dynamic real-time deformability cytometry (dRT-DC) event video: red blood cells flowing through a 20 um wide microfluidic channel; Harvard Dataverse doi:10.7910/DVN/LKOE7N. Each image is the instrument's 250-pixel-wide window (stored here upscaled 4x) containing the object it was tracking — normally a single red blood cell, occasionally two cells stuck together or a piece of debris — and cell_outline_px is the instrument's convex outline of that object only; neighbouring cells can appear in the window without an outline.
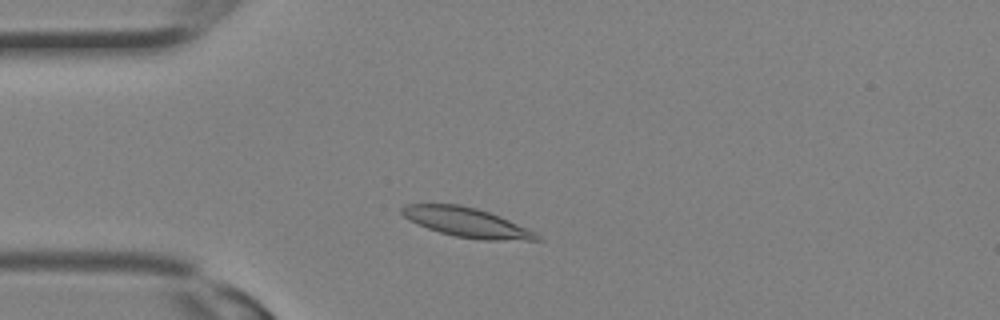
{"species": "Egyptian fruit bat (a non-hibernating species)", "species_latin": "Rousettus aegyptiacus", "temperature_condition": "room temperature", "stored_images_in_passage": 12, "camera_frame_rate_fps": 3000, "um_per_image_px": 0.085, "animal": {"sex": "female"}, "frame": {"image": 1, "passage_image": 3, "time_ms": 0.667, "image_size_px": [1000, 320], "cell_outline_px": [[544, 240], [484, 240], [456, 236], [440, 232], [428, 228], [408, 220], [400, 212], [400, 208], [404, 204], [460, 204], [476, 208], [500, 216], [536, 232]], "centroid_in_image_um": [39.66, 18.9], "position_along_channel_um": 45.3, "area_um2": 23.06}}
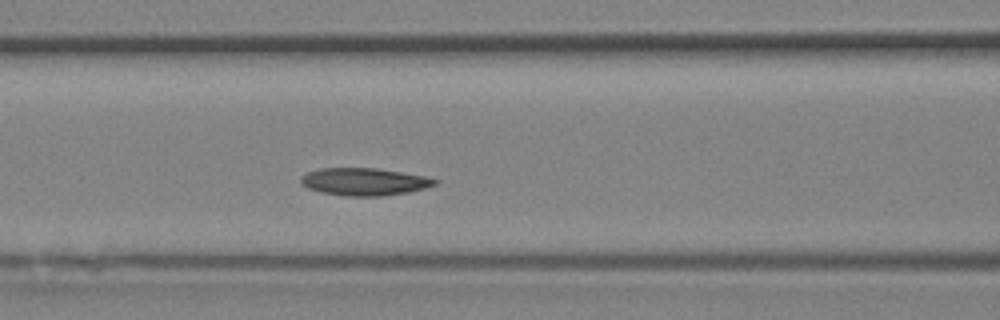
{"frame": {"image": 2, "passage_image": 8, "time_ms": 2.333, "image_size_px": [1000, 320], "cell_outline_px": [[440, 180], [436, 184], [424, 188], [408, 192], [380, 196], [344, 196], [320, 192], [308, 188], [300, 184], [300, 176], [308, 172], [320, 168], [376, 168], [424, 176]], "centroid_in_image_um": [30.92, 15.44], "position_along_channel_um": 135.7, "area_um2": 21.44}}
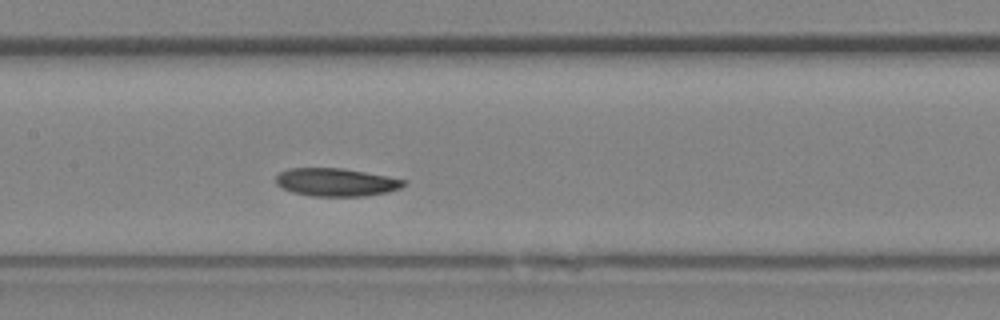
{"frame": {"image": 3, "passage_image": 10, "time_ms": 3.0, "image_size_px": [1000, 320], "cell_outline_px": [[408, 184], [400, 188], [388, 192], [364, 196], [312, 196], [292, 192], [276, 184], [276, 176], [280, 172], [288, 168], [344, 168], [388, 176], [404, 180]], "centroid_in_image_um": [28.58, 15.48], "position_along_channel_um": 178.8, "area_um2": 20.92}}